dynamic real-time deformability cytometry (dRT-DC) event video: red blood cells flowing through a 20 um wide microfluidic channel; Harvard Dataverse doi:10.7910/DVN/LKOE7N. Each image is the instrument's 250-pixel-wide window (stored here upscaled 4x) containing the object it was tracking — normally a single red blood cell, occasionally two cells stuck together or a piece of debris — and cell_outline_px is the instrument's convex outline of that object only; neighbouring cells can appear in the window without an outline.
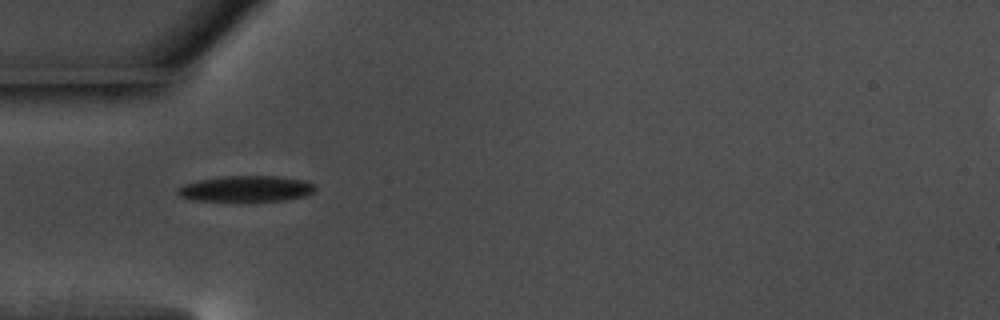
{"species": "common noctule bat (a hibernating species)", "species_latin": "Nyctalus noctula", "temperature_condition": "warm", "stored_images_in_passage": 21, "camera_frame_rate_fps": 3000, "um_per_image_px": 0.085, "animal": {"sex": "male", "body_mass_g": 17.5, "forearm_length_mm": 52.3}, "frame": {"image": 1, "passage_image": 1, "time_ms": 0.0, "image_size_px": [1000, 320], "cell_outline_px": [[316, 188], [308, 196], [284, 200], [192, 200], [180, 196], [176, 192], [184, 184], [200, 180], [224, 176], [276, 176], [304, 180], [316, 184]], "centroid_in_image_um": [20.98, 16.03], "position_along_channel_um": 64.0, "area_um2": 20.46}}
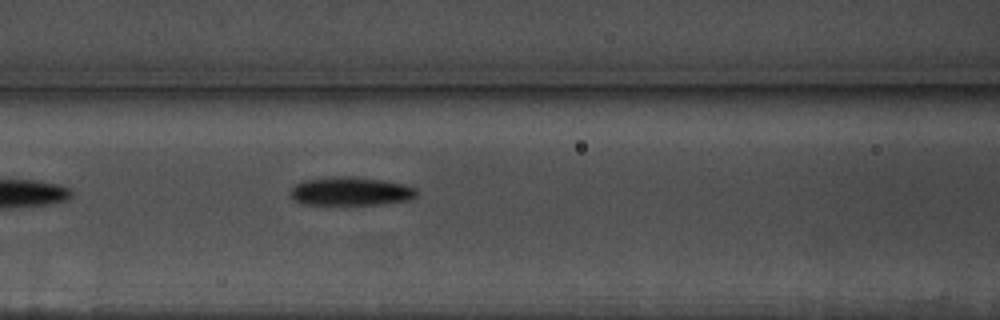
{"frame": {"image": 2, "passage_image": 7, "time_ms": 2.0, "image_size_px": [1000, 320], "cell_outline_px": [[416, 196], [408, 200], [380, 204], [304, 204], [296, 200], [292, 196], [292, 188], [296, 184], [304, 180], [332, 176], [352, 176], [380, 180], [404, 184], [416, 188]], "centroid_in_image_um": [29.82, 16.25], "position_along_channel_um": 136.8, "area_um2": 20.69}}
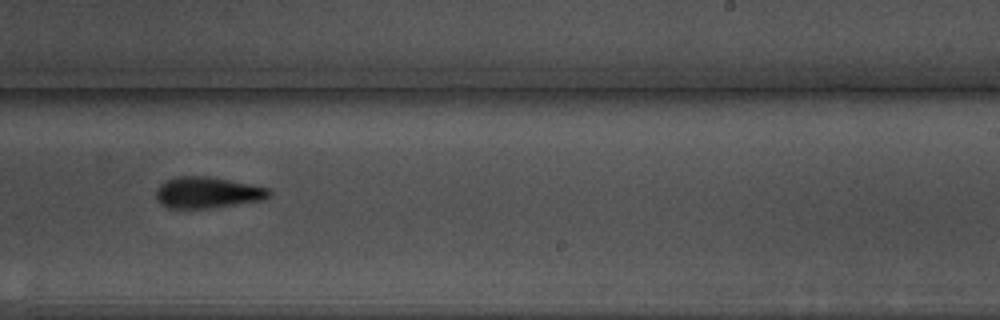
{"frame": {"image": 3, "passage_image": 18, "time_ms": 5.667, "image_size_px": [1000, 320], "cell_outline_px": [[272, 192], [264, 200], [212, 208], [168, 208], [160, 204], [156, 200], [156, 192], [160, 184], [176, 176], [208, 176], [252, 184], [268, 188]], "centroid_in_image_um": [17.63, 16.37], "position_along_channel_um": 271.4, "area_um2": 20.69}}